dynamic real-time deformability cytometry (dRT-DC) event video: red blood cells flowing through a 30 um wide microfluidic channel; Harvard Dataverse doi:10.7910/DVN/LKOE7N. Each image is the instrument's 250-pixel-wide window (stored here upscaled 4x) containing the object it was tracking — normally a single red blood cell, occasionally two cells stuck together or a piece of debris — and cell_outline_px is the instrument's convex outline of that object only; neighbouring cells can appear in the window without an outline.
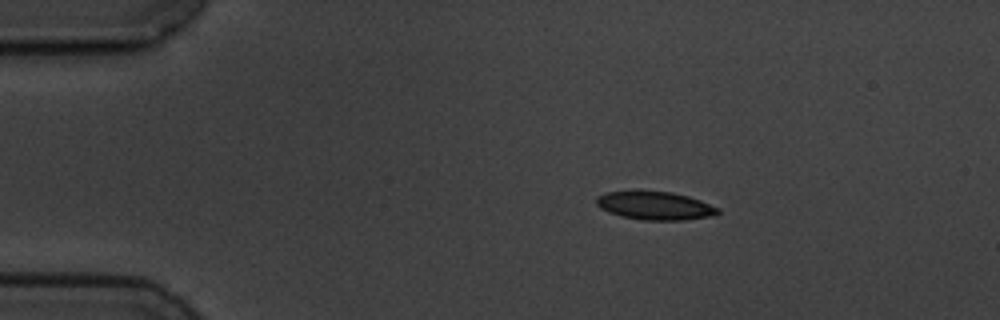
{"species": "common noctule bat (a hibernating species)", "species_latin": "Nyctalus noctula", "temperature_condition": "cold", "stored_images_in_passage": 3, "camera_frame_rate_fps": 3000, "um_per_image_px": 0.085, "animal": {"sex": "male", "body_mass_g": 19.5, "forearm_length_mm": 54.6}, "frame": {"image": 1, "passage_image": 1, "time_ms": 0.0, "image_size_px": [1000, 320], "cell_outline_px": [[720, 212], [716, 216], [684, 220], [644, 220], [620, 216], [608, 212], [600, 208], [596, 204], [596, 196], [604, 192], [672, 192], [688, 196], [700, 200], [720, 208]], "centroid_in_image_um": [55.7, 17.5], "position_along_channel_um": 29.3, "area_um2": 20.0}}